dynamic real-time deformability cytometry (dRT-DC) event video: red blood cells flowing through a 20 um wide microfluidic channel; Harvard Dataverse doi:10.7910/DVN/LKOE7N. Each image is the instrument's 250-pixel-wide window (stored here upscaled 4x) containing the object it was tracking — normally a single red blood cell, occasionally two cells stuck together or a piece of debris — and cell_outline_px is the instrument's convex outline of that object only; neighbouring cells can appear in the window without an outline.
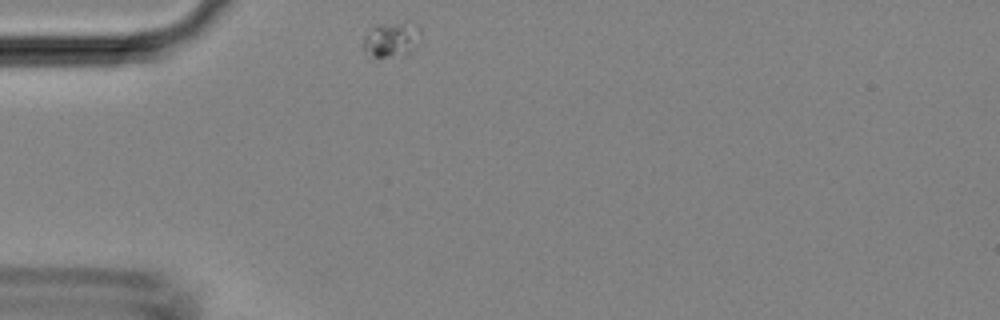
{"species": "Egyptian fruit bat (a non-hibernating species)", "species_latin": "Rousettus aegyptiacus", "temperature_condition": "room temperature", "stored_images_in_passage": 30, "camera_frame_rate_fps": 3000, "um_per_image_px": 0.085, "animal": {"sex": "female"}, "frame": {"image": 1, "passage_image": 1, "time_ms": 0.0, "image_size_px": [1000, 320], "cell_outline_px": [[420, 44], [412, 52], [388, 56], [372, 56], [364, 52], [364, 36], [376, 24], [420, 24]], "centroid_in_image_um": [33.32, 3.36], "position_along_channel_um": 51.7, "area_um2": 11.5}}
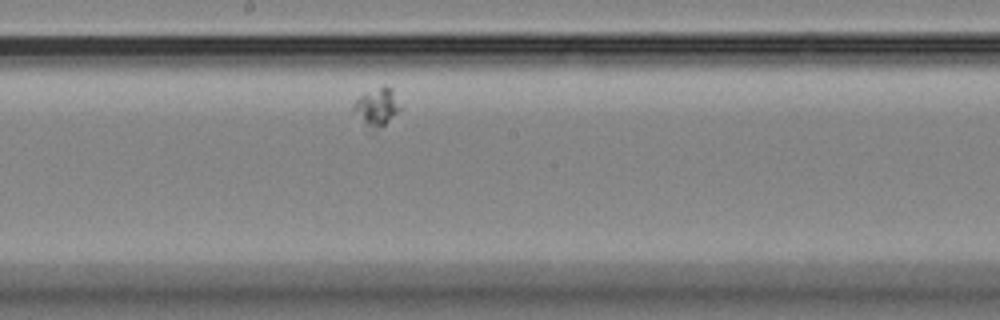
{"frame": {"image": 2, "passage_image": 15, "time_ms": 4.667, "image_size_px": [1000, 320], "cell_outline_px": [[400, 108], [372, 136], [352, 108], [352, 104], [364, 92], [384, 84], [392, 92]], "centroid_in_image_um": [31.94, 9.16], "position_along_channel_um": 216.3, "area_um2": 10.23}}
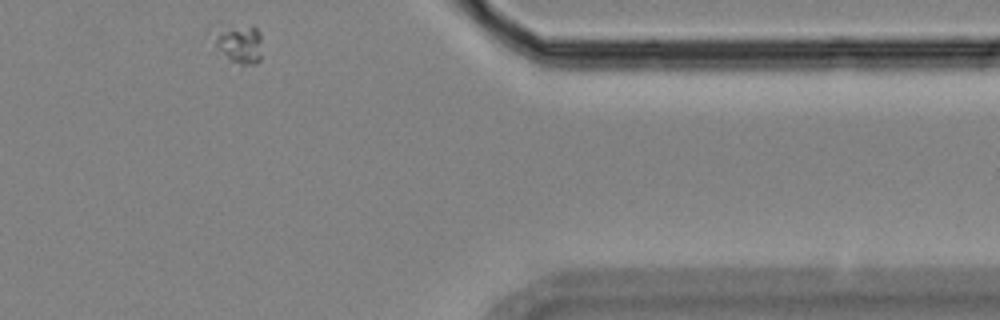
{"frame": {"image": 3, "passage_image": 30, "time_ms": 9.667, "image_size_px": [1000, 320], "cell_outline_px": [[260, 60], [256, 64], [240, 64], [228, 60], [204, 36], [204, 32], [252, 24], [260, 32]], "centroid_in_image_um": [20.18, 3.7], "position_along_channel_um": 391.2, "area_um2": 11.56}}